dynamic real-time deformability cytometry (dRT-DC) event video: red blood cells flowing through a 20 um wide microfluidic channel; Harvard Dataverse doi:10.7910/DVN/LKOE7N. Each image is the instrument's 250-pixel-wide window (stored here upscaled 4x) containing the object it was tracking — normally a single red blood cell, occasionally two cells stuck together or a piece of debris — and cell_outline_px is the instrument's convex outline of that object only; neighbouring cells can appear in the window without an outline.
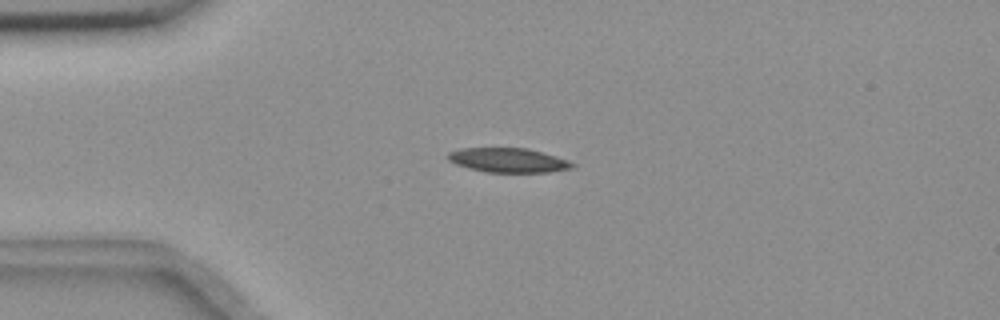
{"species": "common noctule bat (a hibernating species)", "species_latin": "Nyctalus noctula", "temperature_condition": "room temperature", "stored_images_in_passage": 55, "camera_frame_rate_fps": 3000, "um_per_image_px": 0.085, "animal": {"sex": "female", "body_mass_g": 18.4}, "frame": {"image": 1, "passage_image": 13, "time_ms": 4.0, "image_size_px": [1000, 320], "cell_outline_px": [[576, 164], [572, 168], [548, 172], [484, 172], [468, 168], [456, 164], [448, 160], [448, 152], [460, 148], [528, 148], [556, 156]], "centroid_in_image_um": [43.17, 13.61], "position_along_channel_um": 41.8, "area_um2": 17.63}}
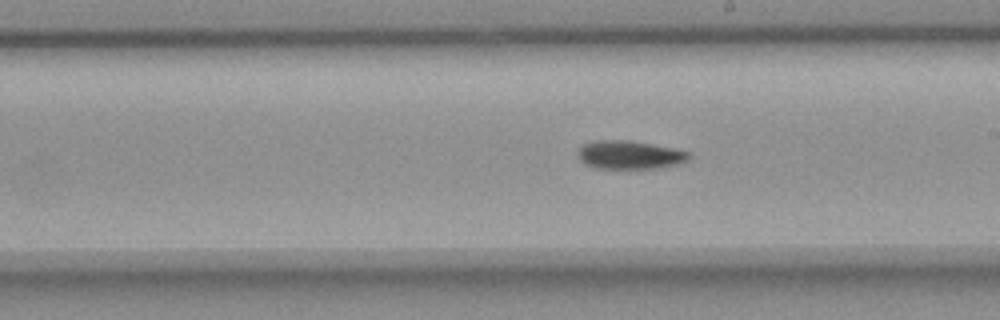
{"frame": {"image": 2, "passage_image": 31, "time_ms": 10.0, "image_size_px": [1000, 320], "cell_outline_px": [[692, 156], [684, 164], [664, 168], [596, 168], [584, 164], [576, 156], [576, 152], [584, 144], [596, 140], [628, 140], [652, 144], [692, 152]], "centroid_in_image_um": [53.57, 13.17], "position_along_channel_um": 235.4, "area_um2": 18.79}}
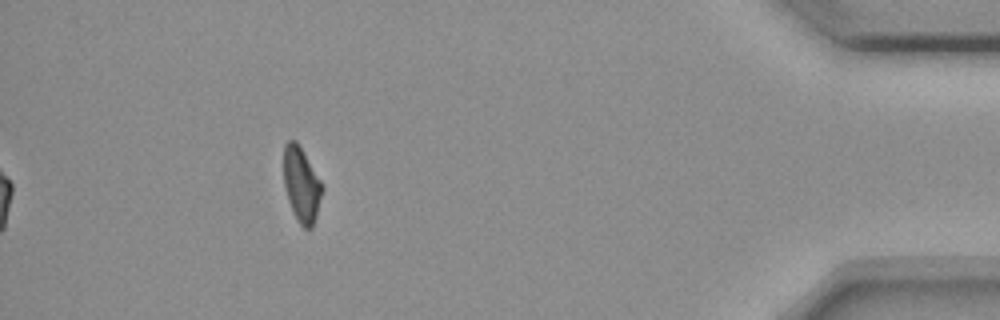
{"frame": {"image": 3, "passage_image": 50, "time_ms": 16.333, "image_size_px": [1000, 320], "cell_outline_px": [[324, 188], [316, 216], [312, 228], [304, 228], [296, 220], [288, 200], [284, 184], [284, 144], [288, 140], [296, 140], [324, 184]], "centroid_in_image_um": [25.64, 15.69], "position_along_channel_um": 409.6, "area_um2": 16.94}, "authors_computed_cell_mechanics": {"area_um2": 17.8602, "velocity_mm_per_s": 3.6439, "shape_relaxation_time_tau1_ms": 7.9875, "shape_relaxation_time_tau2_ms": null, "deformation_change_tau1": 0.1601, "deformation_change_tau2": null}}